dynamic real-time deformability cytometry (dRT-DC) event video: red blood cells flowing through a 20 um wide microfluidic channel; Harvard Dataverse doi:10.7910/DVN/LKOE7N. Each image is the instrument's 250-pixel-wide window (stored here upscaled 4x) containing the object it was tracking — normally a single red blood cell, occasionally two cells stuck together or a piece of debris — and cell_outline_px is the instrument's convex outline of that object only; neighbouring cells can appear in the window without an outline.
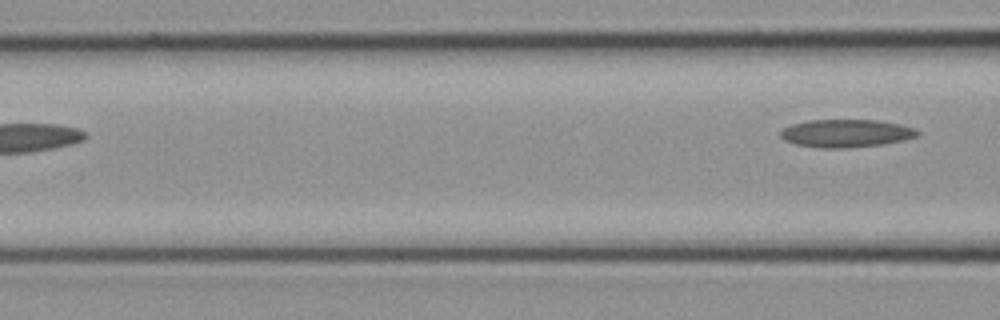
{"species": "common noctule bat (a hibernating species)", "species_latin": "Nyctalus noctula", "temperature_condition": "cold", "stored_images_in_passage": 9, "segment_of_instrument_passage": [2, 2], "camera_frame_rate_fps": 3000, "um_per_image_px": 0.085, "animal": {"sex": "female", "body_mass_g": 21.9}, "frame": {"image": 1, "passage_image": 9, "time_ms": 2.667, "image_size_px": [1000, 320], "cell_outline_px": [[920, 132], [916, 136], [904, 140], [884, 144], [848, 148], [820, 148], [796, 144], [784, 140], [780, 136], [780, 132], [784, 128], [792, 124], [808, 120], [876, 120], [916, 128]], "centroid_in_image_um": [71.9, 11.34], "position_along_channel_um": 94.7, "area_um2": 22.2}}